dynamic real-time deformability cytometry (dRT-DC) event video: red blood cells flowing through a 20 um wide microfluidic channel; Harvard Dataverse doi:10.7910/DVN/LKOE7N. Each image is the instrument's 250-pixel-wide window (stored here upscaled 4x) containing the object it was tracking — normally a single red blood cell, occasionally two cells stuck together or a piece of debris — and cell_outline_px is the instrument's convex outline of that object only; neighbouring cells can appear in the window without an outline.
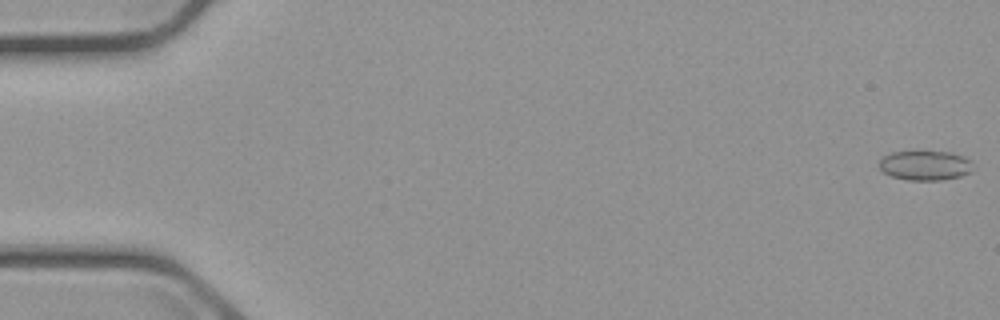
{"species": "common noctule bat (a hibernating species)", "species_latin": "Nyctalus noctula", "temperature_condition": "cold", "stored_images_in_passage": 8, "camera_frame_rate_fps": 3000, "um_per_image_px": 0.085, "animal": {"sex": "male", "body_mass_g": 23.1, "forearm_length_mm": 52.7}, "frame": {"image": 1, "passage_image": 1, "time_ms": 0.0, "image_size_px": [1000, 320], "cell_outline_px": [[972, 172], [960, 176], [940, 180], [908, 180], [892, 176], [884, 172], [880, 168], [880, 160], [884, 156], [892, 152], [952, 152], [964, 156], [972, 160]], "centroid_in_image_um": [78.69, 14.06], "position_along_channel_um": 6.3, "area_um2": 16.13}}
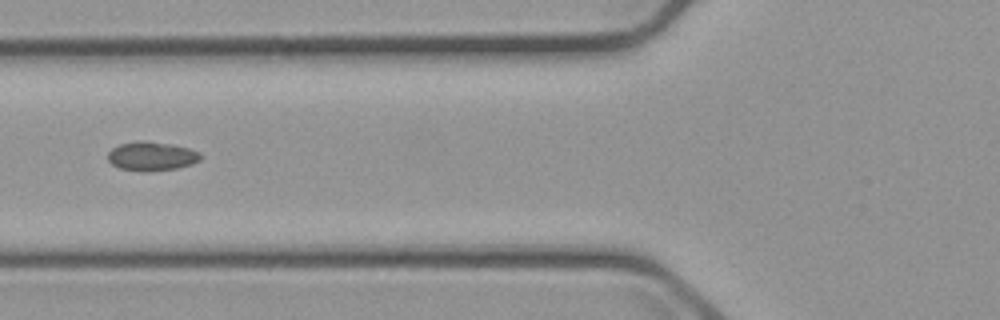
{"frame": {"image": 2, "passage_image": 6, "time_ms": 7.0, "image_size_px": [1000, 320], "cell_outline_px": [[200, 160], [192, 164], [176, 168], [144, 172], [120, 168], [112, 164], [108, 160], [108, 152], [112, 148], [120, 144], [140, 140], [144, 140], [172, 144], [188, 148], [200, 152]], "centroid_in_image_um": [12.88, 13.27], "position_along_channel_um": 112.9, "area_um2": 15.66}}
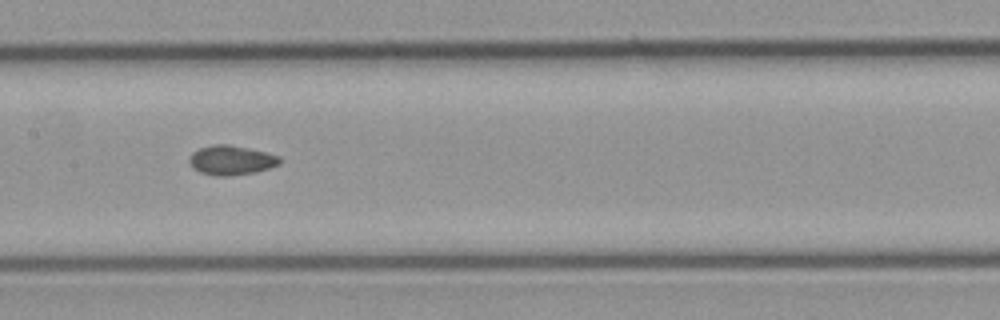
{"frame": {"image": 3, "passage_image": 8, "time_ms": 9.0, "image_size_px": [1000, 320], "cell_outline_px": [[284, 160], [280, 164], [256, 172], [228, 176], [216, 176], [200, 172], [192, 168], [188, 160], [192, 152], [200, 148], [212, 144], [228, 144], [248, 148], [280, 156]], "centroid_in_image_um": [19.66, 13.62], "position_along_channel_um": 187.7, "area_um2": 15.66}}